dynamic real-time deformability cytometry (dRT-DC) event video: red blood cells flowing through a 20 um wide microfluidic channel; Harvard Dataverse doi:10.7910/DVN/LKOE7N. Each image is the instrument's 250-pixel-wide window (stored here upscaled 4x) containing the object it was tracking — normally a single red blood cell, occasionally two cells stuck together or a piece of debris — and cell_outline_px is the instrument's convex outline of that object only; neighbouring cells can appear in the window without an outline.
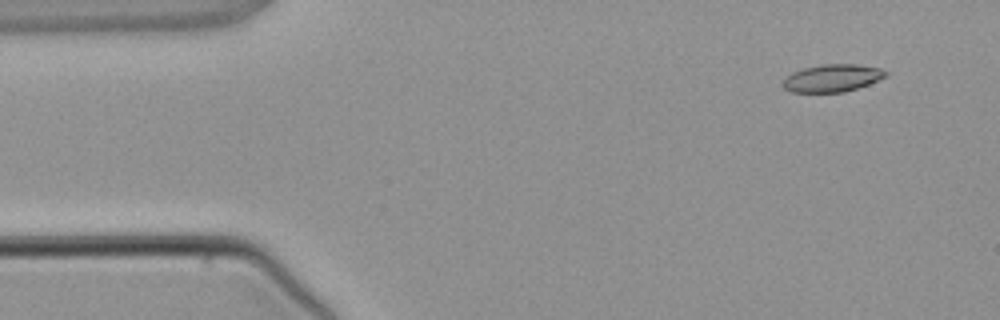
{"species": "common noctule bat (a hibernating species)", "species_latin": "Nyctalus noctula", "temperature_condition": "warm", "stored_images_in_passage": 3, "camera_frame_rate_fps": 3000, "um_per_image_px": 0.085, "animal": {"sex": "male", "body_mass_g": 21.5, "forearm_length_mm": 52.0}, "frame": {"image": 1, "passage_image": 1, "time_ms": 0.0, "image_size_px": [1000, 320], "cell_outline_px": [[888, 76], [868, 84], [844, 92], [792, 92], [784, 88], [784, 80], [792, 72], [804, 68], [820, 64], [856, 64], [880, 68], [888, 72]], "centroid_in_image_um": [70.77, 6.63], "position_along_channel_um": 14.2, "area_um2": 16.36}}
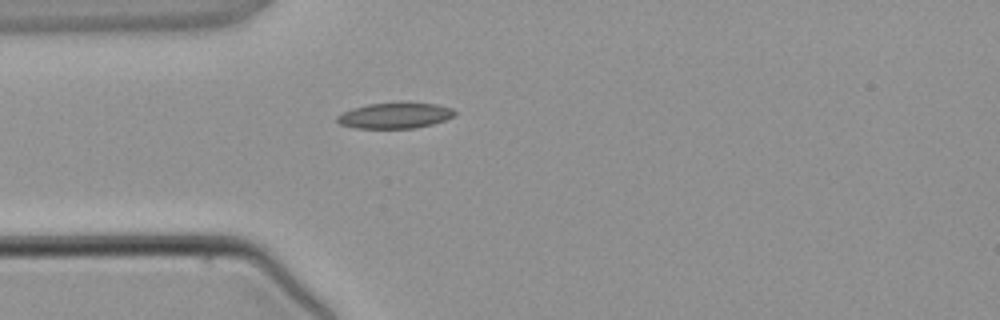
{"frame": {"image": 2, "passage_image": 3, "time_ms": 2.667, "image_size_px": [1000, 320], "cell_outline_px": [[456, 112], [452, 116], [444, 120], [432, 124], [416, 128], [356, 128], [340, 124], [336, 120], [336, 116], [352, 108], [368, 104], [436, 104], [452, 108]], "centroid_in_image_um": [33.54, 9.84], "position_along_channel_um": 51.5, "area_um2": 17.11}}